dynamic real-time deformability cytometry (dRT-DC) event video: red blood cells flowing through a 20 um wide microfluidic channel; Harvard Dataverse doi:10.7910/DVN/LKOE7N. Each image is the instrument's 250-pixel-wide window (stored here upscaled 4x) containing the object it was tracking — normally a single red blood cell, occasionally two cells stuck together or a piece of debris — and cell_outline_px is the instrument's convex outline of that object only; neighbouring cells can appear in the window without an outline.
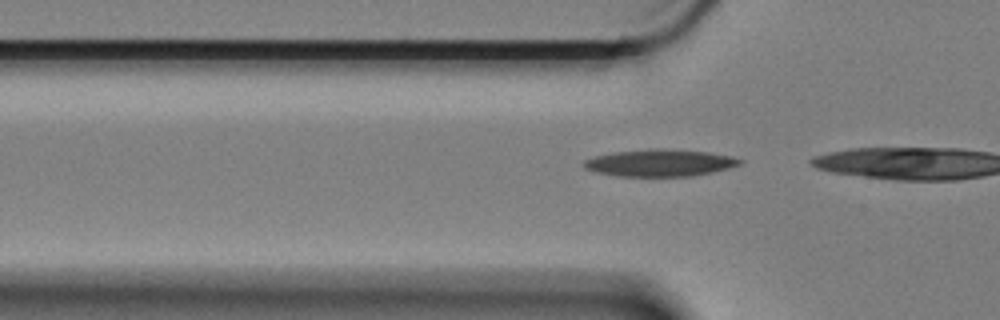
{"species": "Egyptian fruit bat (a non-hibernating species)", "species_latin": "Rousettus aegyptiacus", "temperature_condition": "cold", "stored_images_in_passage": 15, "camera_frame_rate_fps": 3000, "um_per_image_px": 0.085, "animal": {"sex": "female"}, "frame": {"image": 1, "passage_image": 14, "time_ms": 4.333, "image_size_px": [1000, 320], "cell_outline_px": [[744, 160], [740, 164], [728, 168], [712, 172], [692, 176], [616, 176], [596, 172], [584, 168], [584, 160], [596, 156], [612, 152], [708, 152], [732, 156]], "centroid_in_image_um": [56.09, 13.9], "position_along_channel_um": 69.7, "area_um2": 23.06}}